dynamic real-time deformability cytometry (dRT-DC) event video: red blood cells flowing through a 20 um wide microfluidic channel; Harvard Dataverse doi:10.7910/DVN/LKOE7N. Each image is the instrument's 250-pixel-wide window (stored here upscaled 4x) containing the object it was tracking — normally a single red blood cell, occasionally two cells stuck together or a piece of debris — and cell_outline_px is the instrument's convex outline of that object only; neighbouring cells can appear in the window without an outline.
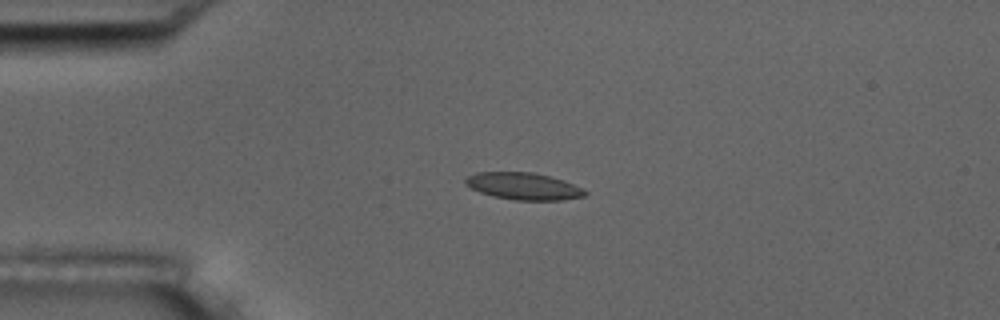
{"species": "common noctule bat (a hibernating species)", "species_latin": "Nyctalus noctula", "temperature_condition": "room temperature", "stored_images_in_passage": 4, "camera_frame_rate_fps": 3000, "um_per_image_px": 0.085, "animal": {"sex": "male", "body_mass_g": 17.5, "forearm_length_mm": 52.3}, "frame": {"image": 1, "passage_image": 3, "time_ms": 2.333, "image_size_px": [1000, 320], "cell_outline_px": [[588, 192], [584, 196], [564, 200], [516, 200], [496, 196], [480, 192], [464, 184], [464, 180], [468, 176], [476, 172], [532, 172], [564, 180], [584, 188]], "centroid_in_image_um": [44.53, 15.82], "position_along_channel_um": 40.5, "area_um2": 18.79}}